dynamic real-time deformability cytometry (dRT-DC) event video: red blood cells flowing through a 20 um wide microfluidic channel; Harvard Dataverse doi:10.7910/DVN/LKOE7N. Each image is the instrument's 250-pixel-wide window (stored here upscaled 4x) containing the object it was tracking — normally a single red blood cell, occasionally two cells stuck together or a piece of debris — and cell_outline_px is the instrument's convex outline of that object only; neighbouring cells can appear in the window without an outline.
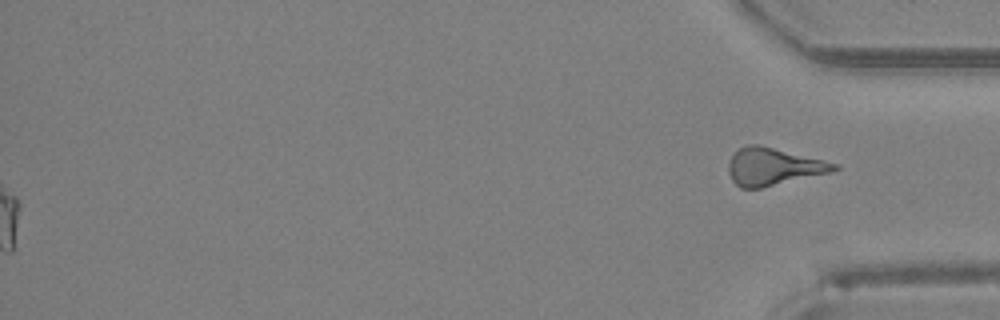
{"species": "Egyptian fruit bat (a non-hibernating species)", "species_latin": "Rousettus aegyptiacus", "temperature_condition": "room temperature", "stored_images_in_passage": 46, "segment_of_instrument_passage": [2, 2], "camera_frame_rate_fps": 3000, "um_per_image_px": 0.085, "animal": {"sex": "female"}, "frame": {"image": 1, "passage_image": 46, "time_ms": 15.0, "image_size_px": [1000, 320], "cell_outline_px": [[840, 168], [832, 172], [760, 188], [740, 188], [732, 180], [728, 172], [728, 160], [740, 148], [748, 144], [760, 144], [840, 164]], "centroid_in_image_um": [65.74, 14.16], "position_along_channel_um": 369.5, "area_um2": 23.06}}